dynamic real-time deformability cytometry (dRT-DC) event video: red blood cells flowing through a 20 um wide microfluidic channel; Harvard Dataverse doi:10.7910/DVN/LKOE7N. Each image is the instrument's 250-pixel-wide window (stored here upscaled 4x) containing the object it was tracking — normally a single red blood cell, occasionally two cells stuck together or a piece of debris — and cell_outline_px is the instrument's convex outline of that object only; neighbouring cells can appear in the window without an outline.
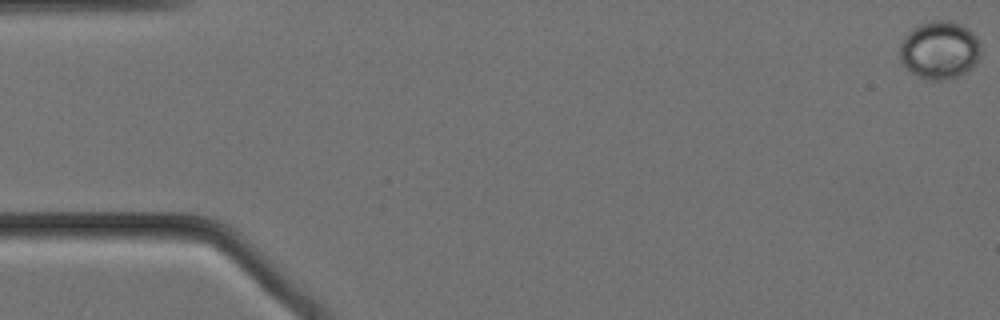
{"species": "Egyptian fruit bat (a non-hibernating species)", "species_latin": "Rousettus aegyptiacus", "temperature_condition": "cold", "stored_images_in_passage": 51, "camera_frame_rate_fps": 3000, "um_per_image_px": 0.085, "animal": {"sex": "female"}, "frame": {"image": 1, "passage_image": 1, "time_ms": 0.0, "image_size_px": [1000, 320], "cell_outline_px": [[980, 56], [976, 64], [972, 68], [956, 76], [940, 80], [928, 80], [912, 72], [900, 60], [900, 44], [904, 36], [908, 32], [920, 24], [932, 20], [944, 20], [960, 24], [968, 28], [980, 40]], "centroid_in_image_um": [79.88, 4.24], "position_along_channel_um": 5.1, "area_um2": 27.22}}
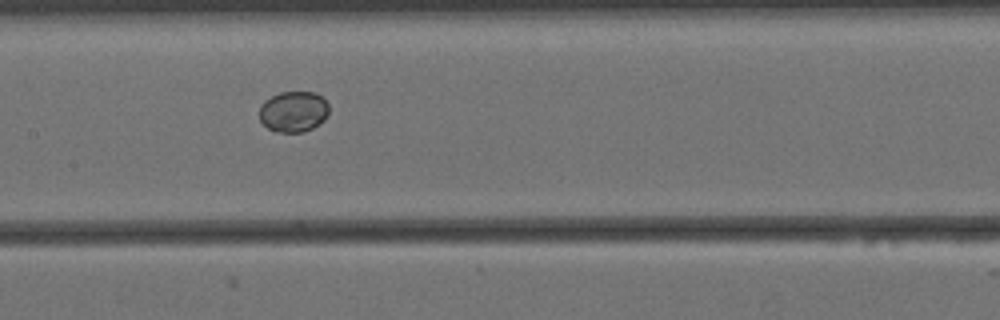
{"frame": {"image": 2, "passage_image": 28, "time_ms": 9.0, "image_size_px": [1000, 320], "cell_outline_px": [[328, 116], [320, 124], [304, 132], [276, 132], [268, 128], [260, 120], [260, 104], [264, 100], [280, 92], [316, 92], [328, 104]], "centroid_in_image_um": [24.95, 9.49], "position_along_channel_um": 182.5, "area_um2": 16.65}}
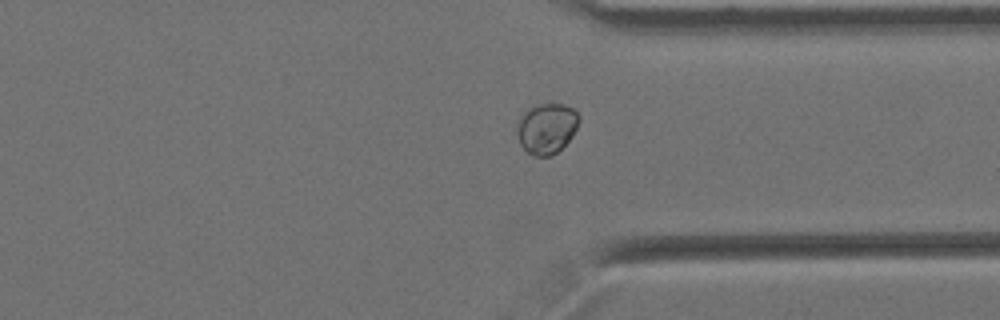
{"frame": {"image": 3, "passage_image": 44, "time_ms": 14.333, "image_size_px": [1000, 320], "cell_outline_px": [[580, 120], [572, 136], [556, 152], [548, 156], [532, 156], [520, 144], [516, 132], [520, 116], [528, 108], [540, 104], [564, 104], [572, 108], [580, 116]], "centroid_in_image_um": [46.45, 10.9], "position_along_channel_um": 364.9, "area_um2": 18.09}}